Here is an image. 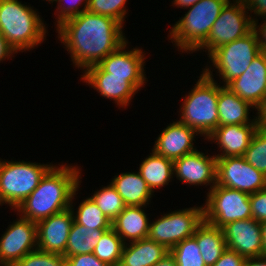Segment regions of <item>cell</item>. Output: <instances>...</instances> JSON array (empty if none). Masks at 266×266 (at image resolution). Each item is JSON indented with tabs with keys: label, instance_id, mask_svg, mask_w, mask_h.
<instances>
[{
	"label": "cell",
	"instance_id": "1",
	"mask_svg": "<svg viewBox=\"0 0 266 266\" xmlns=\"http://www.w3.org/2000/svg\"><path fill=\"white\" fill-rule=\"evenodd\" d=\"M117 20L84 11L56 28L74 67L85 71L116 51L128 38Z\"/></svg>",
	"mask_w": 266,
	"mask_h": 266
},
{
	"label": "cell",
	"instance_id": "2",
	"mask_svg": "<svg viewBox=\"0 0 266 266\" xmlns=\"http://www.w3.org/2000/svg\"><path fill=\"white\" fill-rule=\"evenodd\" d=\"M53 165L38 187L15 210L35 223L70 208L72 196L81 185V170L76 165Z\"/></svg>",
	"mask_w": 266,
	"mask_h": 266
},
{
	"label": "cell",
	"instance_id": "3",
	"mask_svg": "<svg viewBox=\"0 0 266 266\" xmlns=\"http://www.w3.org/2000/svg\"><path fill=\"white\" fill-rule=\"evenodd\" d=\"M33 8L18 0H0V33L16 53L33 50L48 36L47 24Z\"/></svg>",
	"mask_w": 266,
	"mask_h": 266
},
{
	"label": "cell",
	"instance_id": "4",
	"mask_svg": "<svg viewBox=\"0 0 266 266\" xmlns=\"http://www.w3.org/2000/svg\"><path fill=\"white\" fill-rule=\"evenodd\" d=\"M203 69L196 84L183 98L178 121L207 138L218 126L219 84L214 80L213 70Z\"/></svg>",
	"mask_w": 266,
	"mask_h": 266
},
{
	"label": "cell",
	"instance_id": "5",
	"mask_svg": "<svg viewBox=\"0 0 266 266\" xmlns=\"http://www.w3.org/2000/svg\"><path fill=\"white\" fill-rule=\"evenodd\" d=\"M229 0H200L187 8L172 28L168 39L181 53L195 52L207 39L222 8Z\"/></svg>",
	"mask_w": 266,
	"mask_h": 266
},
{
	"label": "cell",
	"instance_id": "6",
	"mask_svg": "<svg viewBox=\"0 0 266 266\" xmlns=\"http://www.w3.org/2000/svg\"><path fill=\"white\" fill-rule=\"evenodd\" d=\"M54 164L0 159V198L14 211L38 187Z\"/></svg>",
	"mask_w": 266,
	"mask_h": 266
},
{
	"label": "cell",
	"instance_id": "7",
	"mask_svg": "<svg viewBox=\"0 0 266 266\" xmlns=\"http://www.w3.org/2000/svg\"><path fill=\"white\" fill-rule=\"evenodd\" d=\"M256 33L252 30L246 36L235 41L226 43L213 50L209 55L212 65L204 69H217L224 85L227 86L235 78L241 76L249 67L250 63L261 53ZM215 67V68H214Z\"/></svg>",
	"mask_w": 266,
	"mask_h": 266
},
{
	"label": "cell",
	"instance_id": "8",
	"mask_svg": "<svg viewBox=\"0 0 266 266\" xmlns=\"http://www.w3.org/2000/svg\"><path fill=\"white\" fill-rule=\"evenodd\" d=\"M204 221V206L177 209L149 223L148 239L171 250L175 245L194 235Z\"/></svg>",
	"mask_w": 266,
	"mask_h": 266
},
{
	"label": "cell",
	"instance_id": "9",
	"mask_svg": "<svg viewBox=\"0 0 266 266\" xmlns=\"http://www.w3.org/2000/svg\"><path fill=\"white\" fill-rule=\"evenodd\" d=\"M206 194L204 220L213 226L252 218L250 194L217 184Z\"/></svg>",
	"mask_w": 266,
	"mask_h": 266
},
{
	"label": "cell",
	"instance_id": "10",
	"mask_svg": "<svg viewBox=\"0 0 266 266\" xmlns=\"http://www.w3.org/2000/svg\"><path fill=\"white\" fill-rule=\"evenodd\" d=\"M248 14L242 0H229L213 24L206 41L196 51H207L208 56L218 47L246 36L253 30V21Z\"/></svg>",
	"mask_w": 266,
	"mask_h": 266
},
{
	"label": "cell",
	"instance_id": "11",
	"mask_svg": "<svg viewBox=\"0 0 266 266\" xmlns=\"http://www.w3.org/2000/svg\"><path fill=\"white\" fill-rule=\"evenodd\" d=\"M216 184L252 194L266 189V176L243 156L217 158Z\"/></svg>",
	"mask_w": 266,
	"mask_h": 266
},
{
	"label": "cell",
	"instance_id": "12",
	"mask_svg": "<svg viewBox=\"0 0 266 266\" xmlns=\"http://www.w3.org/2000/svg\"><path fill=\"white\" fill-rule=\"evenodd\" d=\"M10 222L0 237V266H14L28 253L37 250L36 223L22 218Z\"/></svg>",
	"mask_w": 266,
	"mask_h": 266
},
{
	"label": "cell",
	"instance_id": "13",
	"mask_svg": "<svg viewBox=\"0 0 266 266\" xmlns=\"http://www.w3.org/2000/svg\"><path fill=\"white\" fill-rule=\"evenodd\" d=\"M128 40L122 44L116 51L110 53L98 65L109 76L126 77L128 81L137 91L145 85L146 74L144 67L147 59L145 51L140 47H133L128 50ZM127 48V49H126Z\"/></svg>",
	"mask_w": 266,
	"mask_h": 266
},
{
	"label": "cell",
	"instance_id": "14",
	"mask_svg": "<svg viewBox=\"0 0 266 266\" xmlns=\"http://www.w3.org/2000/svg\"><path fill=\"white\" fill-rule=\"evenodd\" d=\"M205 154L197 149L173 161L174 178L194 187L210 185L209 192L216 185L217 158Z\"/></svg>",
	"mask_w": 266,
	"mask_h": 266
},
{
	"label": "cell",
	"instance_id": "15",
	"mask_svg": "<svg viewBox=\"0 0 266 266\" xmlns=\"http://www.w3.org/2000/svg\"><path fill=\"white\" fill-rule=\"evenodd\" d=\"M80 79L94 88L102 97L115 101L118 107L126 109L138 91L126 81V77L109 76L98 64L88 67ZM130 102V103H129Z\"/></svg>",
	"mask_w": 266,
	"mask_h": 266
},
{
	"label": "cell",
	"instance_id": "16",
	"mask_svg": "<svg viewBox=\"0 0 266 266\" xmlns=\"http://www.w3.org/2000/svg\"><path fill=\"white\" fill-rule=\"evenodd\" d=\"M227 87L258 111L266 99V57L261 52L239 77L231 81Z\"/></svg>",
	"mask_w": 266,
	"mask_h": 266
},
{
	"label": "cell",
	"instance_id": "17",
	"mask_svg": "<svg viewBox=\"0 0 266 266\" xmlns=\"http://www.w3.org/2000/svg\"><path fill=\"white\" fill-rule=\"evenodd\" d=\"M227 248L245 258L262 256L261 223L253 218L230 222L222 227Z\"/></svg>",
	"mask_w": 266,
	"mask_h": 266
},
{
	"label": "cell",
	"instance_id": "18",
	"mask_svg": "<svg viewBox=\"0 0 266 266\" xmlns=\"http://www.w3.org/2000/svg\"><path fill=\"white\" fill-rule=\"evenodd\" d=\"M73 222V211L68 208L36 223L37 249L63 255Z\"/></svg>",
	"mask_w": 266,
	"mask_h": 266
},
{
	"label": "cell",
	"instance_id": "19",
	"mask_svg": "<svg viewBox=\"0 0 266 266\" xmlns=\"http://www.w3.org/2000/svg\"><path fill=\"white\" fill-rule=\"evenodd\" d=\"M196 136H201L196 130L190 128L184 123L176 120L170 123L158 135L153 151L175 161L186 154L194 152L197 148L194 146Z\"/></svg>",
	"mask_w": 266,
	"mask_h": 266
},
{
	"label": "cell",
	"instance_id": "20",
	"mask_svg": "<svg viewBox=\"0 0 266 266\" xmlns=\"http://www.w3.org/2000/svg\"><path fill=\"white\" fill-rule=\"evenodd\" d=\"M257 129L258 124L218 126L203 139L219 146V153H222L215 155L216 158L243 156Z\"/></svg>",
	"mask_w": 266,
	"mask_h": 266
},
{
	"label": "cell",
	"instance_id": "21",
	"mask_svg": "<svg viewBox=\"0 0 266 266\" xmlns=\"http://www.w3.org/2000/svg\"><path fill=\"white\" fill-rule=\"evenodd\" d=\"M217 108L219 126L258 124L257 116L251 119L249 115V111H252L250 109L254 110L255 107L241 99L227 86L219 85Z\"/></svg>",
	"mask_w": 266,
	"mask_h": 266
},
{
	"label": "cell",
	"instance_id": "22",
	"mask_svg": "<svg viewBox=\"0 0 266 266\" xmlns=\"http://www.w3.org/2000/svg\"><path fill=\"white\" fill-rule=\"evenodd\" d=\"M147 206H126L111 222V228L123 242L129 243L146 239L149 233V217L145 212Z\"/></svg>",
	"mask_w": 266,
	"mask_h": 266
},
{
	"label": "cell",
	"instance_id": "23",
	"mask_svg": "<svg viewBox=\"0 0 266 266\" xmlns=\"http://www.w3.org/2000/svg\"><path fill=\"white\" fill-rule=\"evenodd\" d=\"M111 184L126 206H148L154 195L139 172H122L113 176Z\"/></svg>",
	"mask_w": 266,
	"mask_h": 266
},
{
	"label": "cell",
	"instance_id": "24",
	"mask_svg": "<svg viewBox=\"0 0 266 266\" xmlns=\"http://www.w3.org/2000/svg\"><path fill=\"white\" fill-rule=\"evenodd\" d=\"M170 250L148 238L124 244L121 262L126 266H153Z\"/></svg>",
	"mask_w": 266,
	"mask_h": 266
},
{
	"label": "cell",
	"instance_id": "25",
	"mask_svg": "<svg viewBox=\"0 0 266 266\" xmlns=\"http://www.w3.org/2000/svg\"><path fill=\"white\" fill-rule=\"evenodd\" d=\"M151 152L139 165L138 172L154 193L156 189L162 188L174 180V169L172 160L157 155L153 150Z\"/></svg>",
	"mask_w": 266,
	"mask_h": 266
},
{
	"label": "cell",
	"instance_id": "26",
	"mask_svg": "<svg viewBox=\"0 0 266 266\" xmlns=\"http://www.w3.org/2000/svg\"><path fill=\"white\" fill-rule=\"evenodd\" d=\"M193 237L197 241L206 266H213L227 249L222 228L213 226L205 220L198 226Z\"/></svg>",
	"mask_w": 266,
	"mask_h": 266
},
{
	"label": "cell",
	"instance_id": "27",
	"mask_svg": "<svg viewBox=\"0 0 266 266\" xmlns=\"http://www.w3.org/2000/svg\"><path fill=\"white\" fill-rule=\"evenodd\" d=\"M107 230L109 229H93L74 221L69 232L68 242L63 256L70 257L73 255L93 253L101 236Z\"/></svg>",
	"mask_w": 266,
	"mask_h": 266
},
{
	"label": "cell",
	"instance_id": "28",
	"mask_svg": "<svg viewBox=\"0 0 266 266\" xmlns=\"http://www.w3.org/2000/svg\"><path fill=\"white\" fill-rule=\"evenodd\" d=\"M79 188L80 186L75 190L70 205V208L73 211L74 221L93 229H110L111 221L104 215L90 197H86L84 200L82 199V202H80L76 208L77 211H75L76 209H74L73 206V204H75L73 199H75V196L77 197Z\"/></svg>",
	"mask_w": 266,
	"mask_h": 266
},
{
	"label": "cell",
	"instance_id": "29",
	"mask_svg": "<svg viewBox=\"0 0 266 266\" xmlns=\"http://www.w3.org/2000/svg\"><path fill=\"white\" fill-rule=\"evenodd\" d=\"M124 242L119 235L110 228L105 231L93 250V254L109 266H115L121 261Z\"/></svg>",
	"mask_w": 266,
	"mask_h": 266
},
{
	"label": "cell",
	"instance_id": "30",
	"mask_svg": "<svg viewBox=\"0 0 266 266\" xmlns=\"http://www.w3.org/2000/svg\"><path fill=\"white\" fill-rule=\"evenodd\" d=\"M90 198L111 222L126 207L122 197L111 183L107 186H102L100 190L97 189Z\"/></svg>",
	"mask_w": 266,
	"mask_h": 266
},
{
	"label": "cell",
	"instance_id": "31",
	"mask_svg": "<svg viewBox=\"0 0 266 266\" xmlns=\"http://www.w3.org/2000/svg\"><path fill=\"white\" fill-rule=\"evenodd\" d=\"M170 253L174 256L177 266H206L193 236L175 245Z\"/></svg>",
	"mask_w": 266,
	"mask_h": 266
},
{
	"label": "cell",
	"instance_id": "32",
	"mask_svg": "<svg viewBox=\"0 0 266 266\" xmlns=\"http://www.w3.org/2000/svg\"><path fill=\"white\" fill-rule=\"evenodd\" d=\"M244 159L266 176V132L259 127L255 131Z\"/></svg>",
	"mask_w": 266,
	"mask_h": 266
},
{
	"label": "cell",
	"instance_id": "33",
	"mask_svg": "<svg viewBox=\"0 0 266 266\" xmlns=\"http://www.w3.org/2000/svg\"><path fill=\"white\" fill-rule=\"evenodd\" d=\"M127 0H89L87 11L113 18L122 25L128 14Z\"/></svg>",
	"mask_w": 266,
	"mask_h": 266
},
{
	"label": "cell",
	"instance_id": "34",
	"mask_svg": "<svg viewBox=\"0 0 266 266\" xmlns=\"http://www.w3.org/2000/svg\"><path fill=\"white\" fill-rule=\"evenodd\" d=\"M14 266H66V259L61 254L42 252L37 249L28 253Z\"/></svg>",
	"mask_w": 266,
	"mask_h": 266
},
{
	"label": "cell",
	"instance_id": "35",
	"mask_svg": "<svg viewBox=\"0 0 266 266\" xmlns=\"http://www.w3.org/2000/svg\"><path fill=\"white\" fill-rule=\"evenodd\" d=\"M55 3L58 4L55 11L57 17L55 18V20L57 19L55 25L58 27L64 21L87 11L89 0H55ZM79 6H83V8L81 9Z\"/></svg>",
	"mask_w": 266,
	"mask_h": 266
},
{
	"label": "cell",
	"instance_id": "36",
	"mask_svg": "<svg viewBox=\"0 0 266 266\" xmlns=\"http://www.w3.org/2000/svg\"><path fill=\"white\" fill-rule=\"evenodd\" d=\"M252 218L258 222L266 221V189L250 194Z\"/></svg>",
	"mask_w": 266,
	"mask_h": 266
},
{
	"label": "cell",
	"instance_id": "37",
	"mask_svg": "<svg viewBox=\"0 0 266 266\" xmlns=\"http://www.w3.org/2000/svg\"><path fill=\"white\" fill-rule=\"evenodd\" d=\"M66 266H109L107 263L100 261L93 253L79 254L65 257Z\"/></svg>",
	"mask_w": 266,
	"mask_h": 266
},
{
	"label": "cell",
	"instance_id": "38",
	"mask_svg": "<svg viewBox=\"0 0 266 266\" xmlns=\"http://www.w3.org/2000/svg\"><path fill=\"white\" fill-rule=\"evenodd\" d=\"M245 259L244 256L227 248L213 266H243Z\"/></svg>",
	"mask_w": 266,
	"mask_h": 266
},
{
	"label": "cell",
	"instance_id": "39",
	"mask_svg": "<svg viewBox=\"0 0 266 266\" xmlns=\"http://www.w3.org/2000/svg\"><path fill=\"white\" fill-rule=\"evenodd\" d=\"M247 11H250L251 19L257 20V16L266 18V0H242ZM252 13L256 16H253ZM253 16V17H252Z\"/></svg>",
	"mask_w": 266,
	"mask_h": 266
},
{
	"label": "cell",
	"instance_id": "40",
	"mask_svg": "<svg viewBox=\"0 0 266 266\" xmlns=\"http://www.w3.org/2000/svg\"><path fill=\"white\" fill-rule=\"evenodd\" d=\"M262 19L261 24L258 23L259 19L253 20V31L256 33L261 51L264 52L266 51V18Z\"/></svg>",
	"mask_w": 266,
	"mask_h": 266
},
{
	"label": "cell",
	"instance_id": "41",
	"mask_svg": "<svg viewBox=\"0 0 266 266\" xmlns=\"http://www.w3.org/2000/svg\"><path fill=\"white\" fill-rule=\"evenodd\" d=\"M16 51L9 45L4 36L0 33V63L11 60ZM7 58V59H6Z\"/></svg>",
	"mask_w": 266,
	"mask_h": 266
},
{
	"label": "cell",
	"instance_id": "42",
	"mask_svg": "<svg viewBox=\"0 0 266 266\" xmlns=\"http://www.w3.org/2000/svg\"><path fill=\"white\" fill-rule=\"evenodd\" d=\"M243 266H266V257L258 256L246 258Z\"/></svg>",
	"mask_w": 266,
	"mask_h": 266
},
{
	"label": "cell",
	"instance_id": "43",
	"mask_svg": "<svg viewBox=\"0 0 266 266\" xmlns=\"http://www.w3.org/2000/svg\"><path fill=\"white\" fill-rule=\"evenodd\" d=\"M258 127L266 132V106H262L257 112Z\"/></svg>",
	"mask_w": 266,
	"mask_h": 266
},
{
	"label": "cell",
	"instance_id": "44",
	"mask_svg": "<svg viewBox=\"0 0 266 266\" xmlns=\"http://www.w3.org/2000/svg\"><path fill=\"white\" fill-rule=\"evenodd\" d=\"M153 266H177L174 256L169 252Z\"/></svg>",
	"mask_w": 266,
	"mask_h": 266
},
{
	"label": "cell",
	"instance_id": "45",
	"mask_svg": "<svg viewBox=\"0 0 266 266\" xmlns=\"http://www.w3.org/2000/svg\"><path fill=\"white\" fill-rule=\"evenodd\" d=\"M199 1L200 0H173L171 4L173 7L176 6L177 8H180V9L182 8L187 9Z\"/></svg>",
	"mask_w": 266,
	"mask_h": 266
},
{
	"label": "cell",
	"instance_id": "46",
	"mask_svg": "<svg viewBox=\"0 0 266 266\" xmlns=\"http://www.w3.org/2000/svg\"><path fill=\"white\" fill-rule=\"evenodd\" d=\"M261 230H262V256L266 257V221L261 222Z\"/></svg>",
	"mask_w": 266,
	"mask_h": 266
},
{
	"label": "cell",
	"instance_id": "47",
	"mask_svg": "<svg viewBox=\"0 0 266 266\" xmlns=\"http://www.w3.org/2000/svg\"><path fill=\"white\" fill-rule=\"evenodd\" d=\"M115 266H126V265H124V264L120 261V262H118Z\"/></svg>",
	"mask_w": 266,
	"mask_h": 266
},
{
	"label": "cell",
	"instance_id": "48",
	"mask_svg": "<svg viewBox=\"0 0 266 266\" xmlns=\"http://www.w3.org/2000/svg\"><path fill=\"white\" fill-rule=\"evenodd\" d=\"M45 1H47V2H49V3H53V2H55V0H45Z\"/></svg>",
	"mask_w": 266,
	"mask_h": 266
},
{
	"label": "cell",
	"instance_id": "49",
	"mask_svg": "<svg viewBox=\"0 0 266 266\" xmlns=\"http://www.w3.org/2000/svg\"><path fill=\"white\" fill-rule=\"evenodd\" d=\"M0 205H1V206L4 205V203H3L2 200H1V198H0Z\"/></svg>",
	"mask_w": 266,
	"mask_h": 266
}]
</instances>
